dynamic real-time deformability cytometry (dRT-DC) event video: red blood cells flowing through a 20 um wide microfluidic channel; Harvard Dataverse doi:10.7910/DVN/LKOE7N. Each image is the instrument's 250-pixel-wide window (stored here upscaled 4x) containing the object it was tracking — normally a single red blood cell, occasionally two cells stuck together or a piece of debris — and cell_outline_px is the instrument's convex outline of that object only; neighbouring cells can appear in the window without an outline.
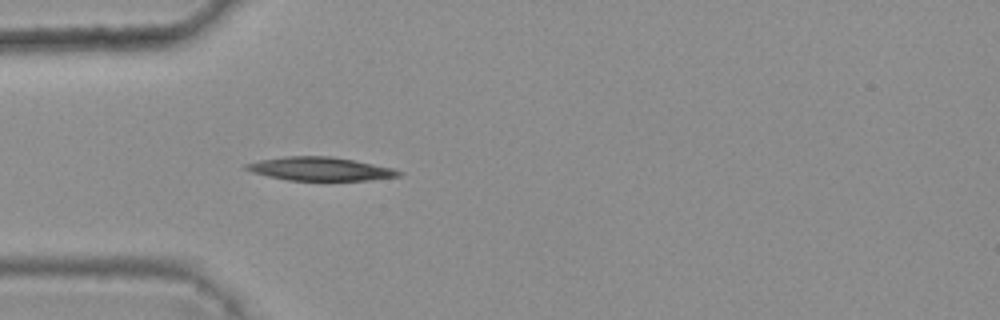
{"species": "common noctule bat (a hibernating species)", "species_latin": "Nyctalus noctula", "temperature_condition": "warm", "stored_images_in_passage": 1, "camera_frame_rate_fps": 3000, "um_per_image_px": 0.085, "animal": {"sex": "female", "body_mass_g": 25.1}, "frame": {"image": 1, "passage_image": 1, "time_ms": 0.0, "image_size_px": [1000, 320], "cell_outline_px": [[404, 172], [400, 176], [368, 180], [288, 180], [268, 176], [252, 172], [244, 168], [244, 164], [260, 160], [284, 156], [328, 156], [352, 160], [392, 168]], "centroid_in_image_um": [27.18, 14.35], "position_along_channel_um": 57.8, "area_um2": 20.63}}